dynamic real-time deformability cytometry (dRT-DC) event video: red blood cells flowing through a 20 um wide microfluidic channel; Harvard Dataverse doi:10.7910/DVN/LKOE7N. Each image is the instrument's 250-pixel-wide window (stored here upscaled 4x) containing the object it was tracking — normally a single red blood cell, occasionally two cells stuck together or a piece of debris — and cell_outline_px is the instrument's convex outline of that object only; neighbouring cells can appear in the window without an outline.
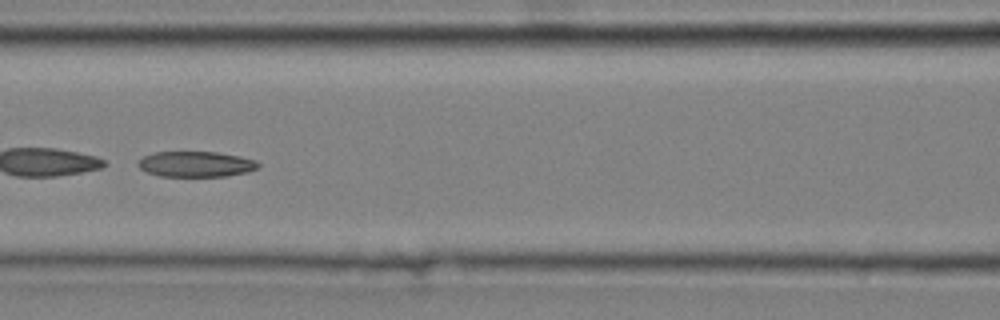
{"species": "common noctule bat (a hibernating species)", "species_latin": "Nyctalus noctula", "temperature_condition": "cold", "stored_images_in_passage": 49, "camera_frame_rate_fps": 3000, "um_per_image_px": 0.085, "animal": {"sex": "male", "body_mass_g": 20.4}, "frame": {"image": 1, "passage_image": 22, "time_ms": 7.0, "image_size_px": [1000, 320], "cell_outline_px": [[260, 164], [256, 168], [248, 172], [228, 176], [160, 176], [148, 172], [140, 168], [136, 164], [144, 156], [156, 152], [216, 152], [240, 156], [256, 160]], "centroid_in_image_um": [16.67, 13.95], "position_along_channel_um": 149.9, "area_um2": 17.8}, "authors_computed_cell_mechanics": {"area_um2": 22.4842, "velocity_mm_per_s": 3.7491, "shape_relaxation_time_tau1_ms": null, "shape_relaxation_time_tau2_ms": 7.5257, "deformation_change_tau1": null, "deformation_change_tau2": 0.1605}}